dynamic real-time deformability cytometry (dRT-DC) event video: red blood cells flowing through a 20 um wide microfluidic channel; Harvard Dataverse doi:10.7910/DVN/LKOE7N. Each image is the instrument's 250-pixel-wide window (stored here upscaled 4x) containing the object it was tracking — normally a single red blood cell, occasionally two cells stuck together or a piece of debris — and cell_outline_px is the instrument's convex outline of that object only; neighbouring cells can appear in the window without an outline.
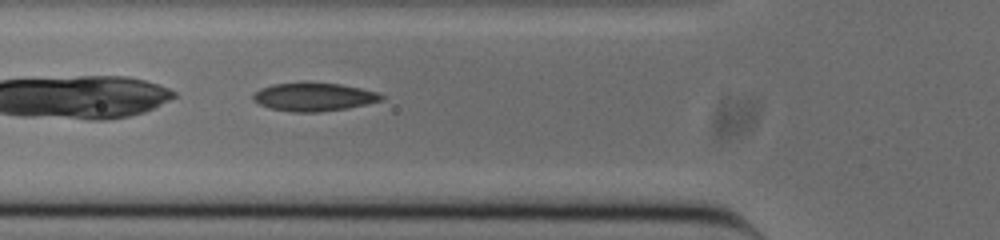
{"species": "common noctule bat (a hibernating species)", "species_latin": "Nyctalus noctula", "temperature_condition": "cold", "stored_images_in_passage": 32, "camera_frame_rate_fps": 3000, "um_per_image_px": 0.085, "animal": {"sex": "male", "body_mass_g": 20.0, "forearm_length_mm": 53.3}, "frame": {"image": 1, "passage_image": 3, "time_ms": 0.667, "image_size_px": [1000, 240], "cell_outline_px": [[384, 100], [348, 108], [316, 112], [292, 112], [268, 108], [252, 100], [252, 96], [260, 88], [272, 84], [304, 80], [308, 80], [340, 84], [360, 88], [376, 92], [384, 96]], "centroid_in_image_um": [26.63, 8.2], "position_along_channel_um": 99.2, "area_um2": 21.73}}
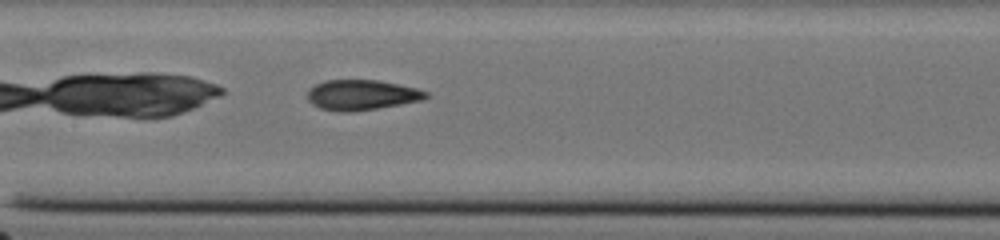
{"frame": {"image": 2, "passage_image": 9, "time_ms": 2.667, "image_size_px": [1000, 240], "cell_outline_px": [[428, 96], [420, 100], [400, 104], [352, 112], [340, 112], [320, 108], [312, 104], [308, 100], [308, 92], [316, 84], [324, 80], [376, 80], [416, 88], [428, 92]], "centroid_in_image_um": [30.71, 8.07], "position_along_channel_um": 176.7, "area_um2": 20.58}}
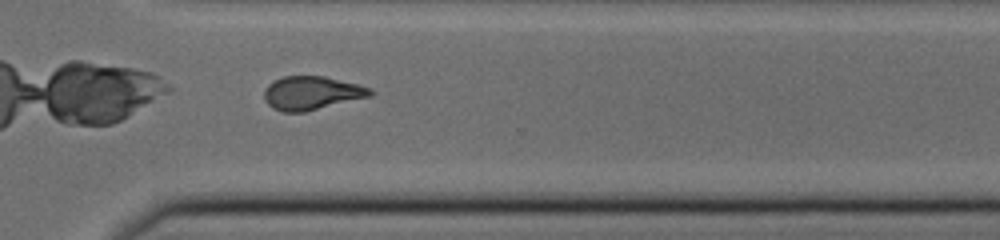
{"frame": {"image": 3, "passage_image": 22, "time_ms": 7.0, "image_size_px": [1000, 240], "cell_outline_px": [[372, 96], [304, 112], [284, 112], [272, 108], [264, 100], [264, 92], [268, 84], [284, 76], [324, 76], [372, 88]], "centroid_in_image_um": [26.48, 7.91], "position_along_channel_um": 344.1, "area_um2": 20.63}}